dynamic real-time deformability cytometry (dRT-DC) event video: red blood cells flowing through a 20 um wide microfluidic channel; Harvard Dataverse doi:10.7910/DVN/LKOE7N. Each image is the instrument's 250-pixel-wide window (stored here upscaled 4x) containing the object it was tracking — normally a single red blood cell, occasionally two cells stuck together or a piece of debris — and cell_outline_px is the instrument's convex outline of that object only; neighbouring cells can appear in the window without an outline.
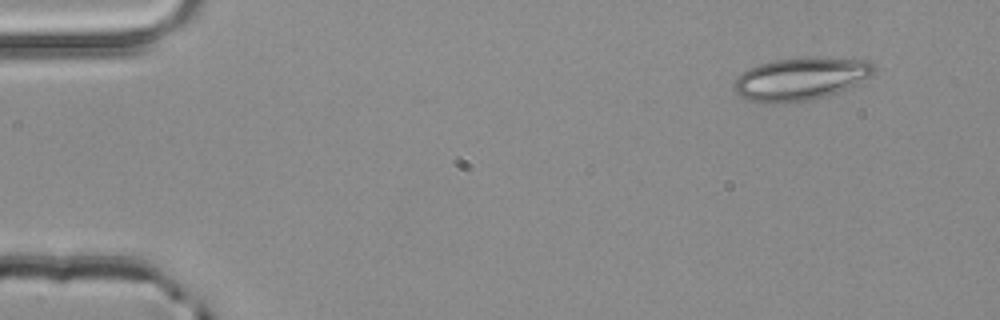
{"species": "common noctule bat (a hibernating species)", "species_latin": "Nyctalus noctula", "temperature_condition": "room temperature", "stored_images_in_passage": 3, "camera_frame_rate_fps": 3000, "um_per_image_px": 0.085, "animal": {"sex": "male", "body_mass_g": 20.4}, "frame": {"image": 1, "passage_image": 1, "time_ms": 0.0, "image_size_px": [1000, 320], "cell_outline_px": [[876, 68], [872, 76], [840, 92], [828, 96], [812, 100], [768, 104], [748, 100], [740, 96], [732, 88], [732, 84], [748, 68], [760, 64], [776, 60], [808, 56], [812, 56], [872, 60]], "centroid_in_image_um": [68.11, 6.69], "position_along_channel_um": 16.9, "area_um2": 35.43}}